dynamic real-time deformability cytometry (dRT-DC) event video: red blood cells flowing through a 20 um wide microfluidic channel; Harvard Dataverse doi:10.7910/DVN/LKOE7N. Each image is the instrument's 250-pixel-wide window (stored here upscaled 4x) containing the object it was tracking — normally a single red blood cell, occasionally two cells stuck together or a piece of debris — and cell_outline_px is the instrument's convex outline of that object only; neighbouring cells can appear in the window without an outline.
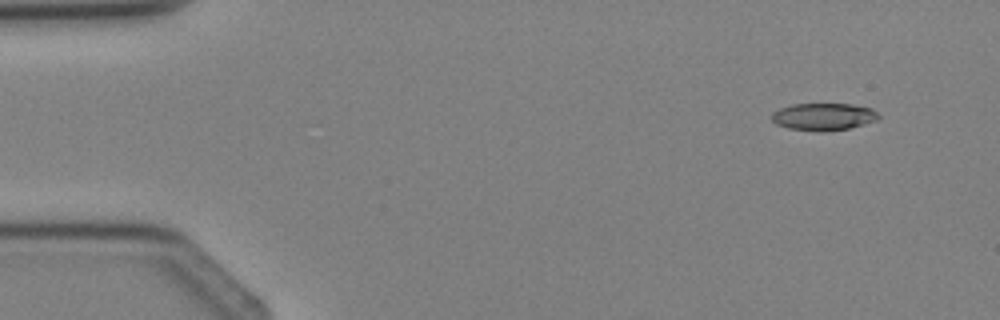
{"species": "Egyptian fruit bat (a non-hibernating species)", "species_latin": "Rousettus aegyptiacus", "temperature_condition": "cold", "stored_images_in_passage": 3, "camera_frame_rate_fps": 3000, "um_per_image_px": 0.085, "animal": {"sex": "female"}, "frame": {"image": 1, "passage_image": 2, "time_ms": 1.0, "image_size_px": [1000, 320], "cell_outline_px": [[880, 116], [876, 120], [864, 124], [848, 128], [820, 132], [788, 128], [776, 124], [772, 120], [772, 112], [780, 108], [792, 104], [852, 104], [872, 108]], "centroid_in_image_um": [69.98, 9.91], "position_along_channel_um": 15.0, "area_um2": 16.94}}